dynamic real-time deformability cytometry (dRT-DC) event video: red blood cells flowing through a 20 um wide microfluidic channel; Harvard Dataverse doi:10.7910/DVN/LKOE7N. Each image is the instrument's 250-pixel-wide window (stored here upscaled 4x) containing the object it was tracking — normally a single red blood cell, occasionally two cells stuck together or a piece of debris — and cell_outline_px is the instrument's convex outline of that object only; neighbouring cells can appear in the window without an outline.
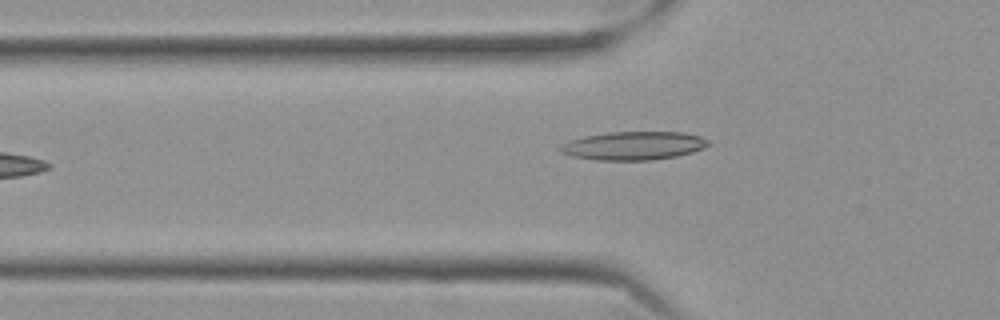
{"species": "Egyptian fruit bat (a non-hibernating species)", "species_latin": "Rousettus aegyptiacus", "temperature_condition": "cold", "stored_images_in_passage": 39, "camera_frame_rate_fps": 3000, "um_per_image_px": 0.085, "frame": {"image": 1, "passage_image": 4, "time_ms": 1.0, "image_size_px": [1000, 320], "cell_outline_px": [[712, 144], [704, 148], [692, 152], [676, 156], [652, 160], [596, 160], [572, 156], [560, 152], [556, 148], [560, 144], [584, 136], [608, 132], [684, 132], [700, 136], [708, 140]], "centroid_in_image_um": [53.85, 12.38], "position_along_channel_um": 72.0, "area_um2": 24.68}}
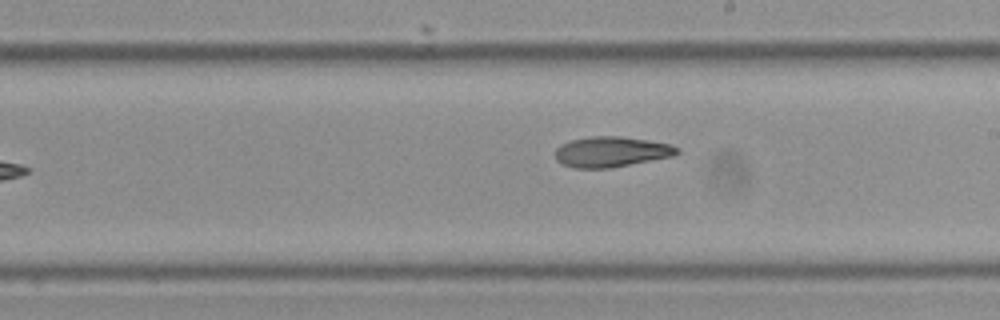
{"frame": {"image": 2, "passage_image": 18, "time_ms": 5.667, "image_size_px": [1000, 320], "cell_outline_px": [[680, 152], [672, 156], [608, 168], [576, 168], [560, 164], [556, 160], [556, 148], [560, 144], [572, 140], [592, 136], [620, 136], [648, 140], [672, 144], [680, 148]], "centroid_in_image_um": [51.95, 12.89], "position_along_channel_um": 237.0, "area_um2": 21.56}}
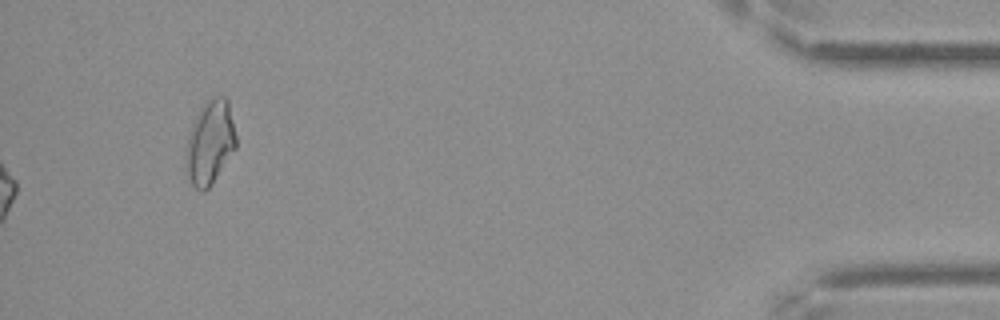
{"frame": {"image": 3, "passage_image": 39, "time_ms": 12.667, "image_size_px": [1000, 320], "cell_outline_px": [[236, 148], [212, 184], [204, 192], [200, 192], [192, 184], [188, 176], [184, 160], [188, 132], [204, 100], [216, 96], [224, 96], [228, 100], [236, 136]], "centroid_in_image_um": [17.83, 12.11], "position_along_channel_um": 417.4, "area_um2": 24.8}, "authors_computed_cell_mechanics": {"area_um2": 21.2704, "velocity_mm_per_s": 3.5159, "shape_relaxation_time_tau1_ms": null, "shape_relaxation_time_tau2_ms": 7.6124, "deformation_change_tau1": null, "deformation_change_tau2": 0.1378}}